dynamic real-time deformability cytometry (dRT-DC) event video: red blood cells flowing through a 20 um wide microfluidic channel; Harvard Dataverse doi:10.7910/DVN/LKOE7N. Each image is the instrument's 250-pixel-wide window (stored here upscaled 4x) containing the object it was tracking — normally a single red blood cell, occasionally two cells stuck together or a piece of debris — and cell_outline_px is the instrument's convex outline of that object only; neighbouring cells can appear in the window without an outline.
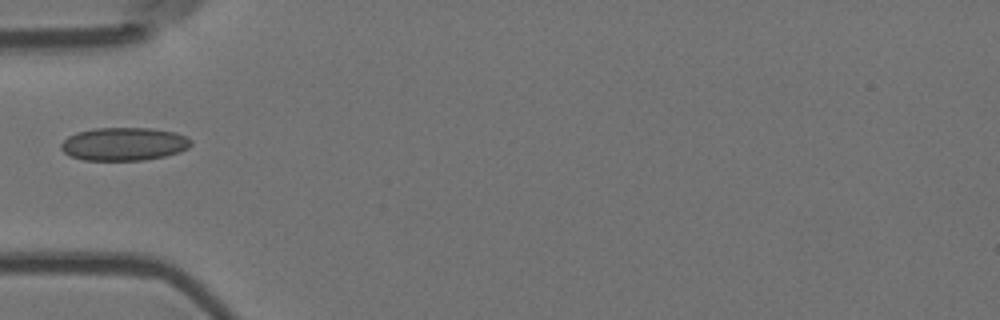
{"species": "Egyptian fruit bat (a non-hibernating species)", "species_latin": "Rousettus aegyptiacus", "temperature_condition": "room temperature", "stored_images_in_passage": 33, "camera_frame_rate_fps": 3000, "um_per_image_px": 0.085, "animal": {"sex": "female"}, "frame": {"image": 1, "passage_image": 1, "time_ms": 0.0, "image_size_px": [1000, 320], "cell_outline_px": [[192, 144], [188, 148], [180, 152], [164, 156], [144, 160], [84, 160], [72, 156], [64, 152], [60, 148], [60, 144], [68, 136], [76, 132], [96, 128], [152, 128], [176, 132], [192, 140]], "centroid_in_image_um": [10.55, 12.23], "position_along_channel_um": 74.5, "area_um2": 25.14}}
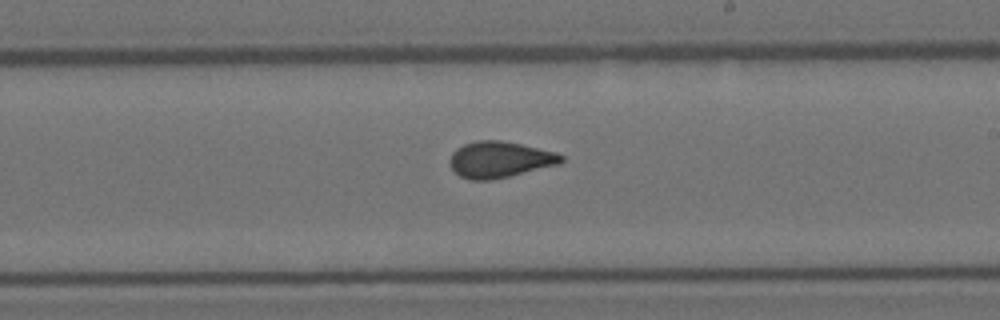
{"frame": {"image": 2, "passage_image": 15, "time_ms": 4.667, "image_size_px": [1000, 320], "cell_outline_px": [[564, 160], [560, 164], [492, 180], [472, 180], [460, 176], [452, 168], [448, 160], [452, 152], [456, 148], [464, 144], [476, 140], [500, 140], [520, 144], [556, 152], [564, 156]], "centroid_in_image_um": [42.47, 13.56], "position_along_channel_um": 246.5, "area_um2": 23.52}}
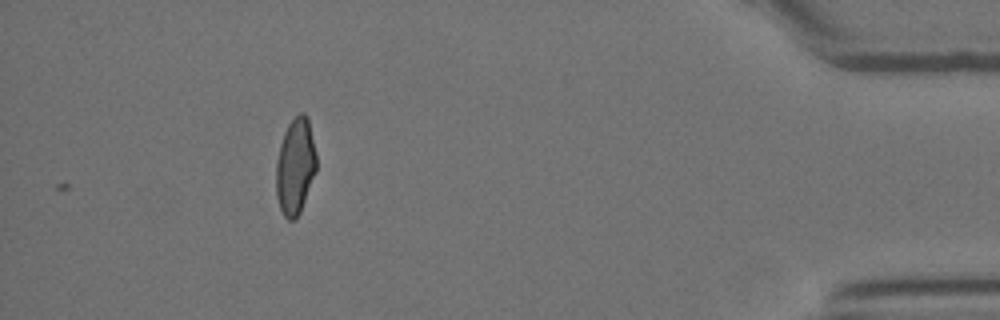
{"frame": {"image": 3, "passage_image": 33, "time_ms": 10.667, "image_size_px": [1000, 320], "cell_outline_px": [[316, 172], [300, 212], [296, 220], [288, 220], [284, 216], [280, 208], [276, 196], [276, 160], [280, 144], [284, 132], [288, 124], [300, 112], [304, 112], [308, 116], [316, 152]], "centroid_in_image_um": [25.1, 14.13], "position_along_channel_um": 410.1, "area_um2": 22.83}}